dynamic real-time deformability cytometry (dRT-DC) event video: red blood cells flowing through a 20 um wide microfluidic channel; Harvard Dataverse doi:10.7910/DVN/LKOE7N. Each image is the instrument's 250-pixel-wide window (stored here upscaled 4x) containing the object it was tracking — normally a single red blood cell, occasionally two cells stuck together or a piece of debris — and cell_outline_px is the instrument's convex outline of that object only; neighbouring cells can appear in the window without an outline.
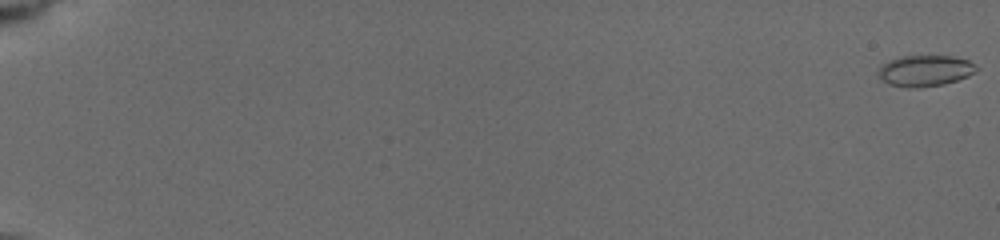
{"species": "common noctule bat (a hibernating species)", "species_latin": "Nyctalus noctula", "temperature_condition": "cold", "stored_images_in_passage": 40, "camera_frame_rate_fps": 3000, "um_per_image_px": 0.085, "animal": {"sex": "female", "body_mass_g": 19.5, "forearm_length_mm": 54.1}, "frame": {"image": 1, "passage_image": 1, "time_ms": 0.0, "image_size_px": [1000, 240], "cell_outline_px": [[980, 68], [976, 72], [968, 76], [944, 84], [920, 88], [908, 88], [888, 84], [876, 76], [876, 72], [880, 64], [888, 60], [900, 56], [952, 56], [968, 60]], "centroid_in_image_um": [78.57, 6.01], "position_along_channel_um": 6.4, "area_um2": 18.21}}
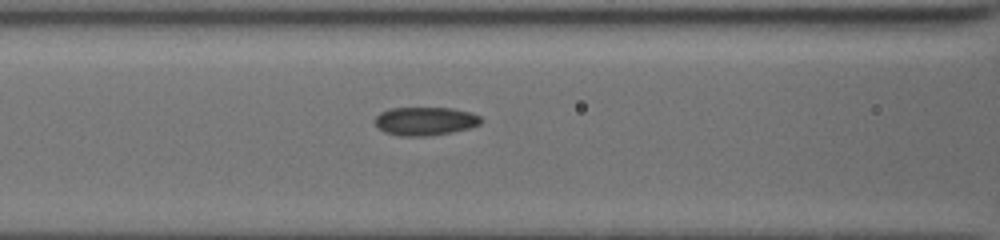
{"frame": {"image": 2, "passage_image": 21, "time_ms": 8.667, "image_size_px": [1000, 240], "cell_outline_px": [[484, 120], [480, 124], [468, 128], [428, 136], [400, 136], [384, 132], [372, 120], [380, 112], [388, 108], [452, 108], [472, 112], [480, 116]], "centroid_in_image_um": [36.12, 10.28], "position_along_channel_um": 130.5, "area_um2": 17.63}}
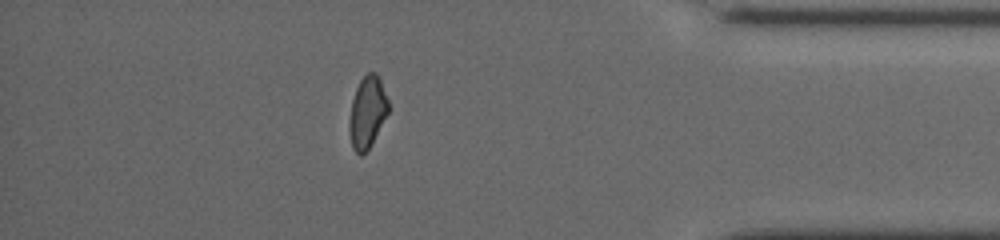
{"frame": {"image": 3, "passage_image": 35, "time_ms": 16.333, "image_size_px": [1000, 240], "cell_outline_px": [[388, 112], [368, 148], [360, 156], [352, 148], [352, 100], [356, 88], [360, 80], [368, 72], [376, 72], [380, 80], [388, 100]], "centroid_in_image_um": [31.26, 9.47], "position_along_channel_um": 403.9, "area_um2": 15.26}, "authors_computed_cell_mechanics": {"area_um2": 17.3689, "velocity_mm_per_s": 3.9192, "shape_relaxation_time_tau1_ms": null, "shape_relaxation_time_tau2_ms": 2.141, "deformation_change_tau1": null, "deformation_change_tau2": 0.0652}}